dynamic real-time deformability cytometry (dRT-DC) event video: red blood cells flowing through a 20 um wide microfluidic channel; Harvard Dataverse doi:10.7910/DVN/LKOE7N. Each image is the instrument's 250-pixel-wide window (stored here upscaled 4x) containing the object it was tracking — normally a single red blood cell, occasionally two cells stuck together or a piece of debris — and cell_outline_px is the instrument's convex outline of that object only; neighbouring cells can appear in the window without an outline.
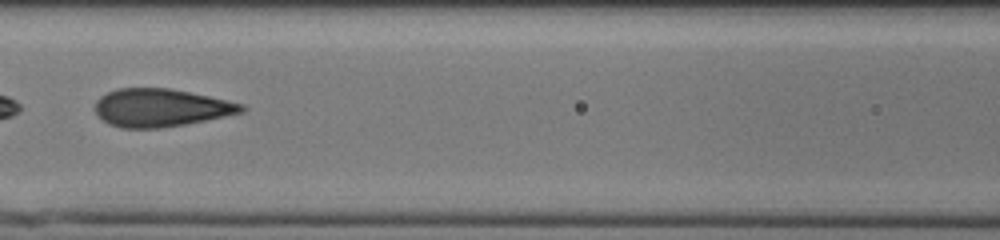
{"species": "human", "species_latin": "Homo sapiens", "temperature_condition": "cold", "stored_images_in_passage": 43, "segment_of_instrument_passage": [2, 2], "camera_frame_rate_fps": 3000, "um_per_image_px": 0.085, "donor": {"sex": "male"}, "frame": {"image": 1, "passage_image": 16, "time_ms": 5.0, "image_size_px": [1000, 240], "cell_outline_px": [[248, 108], [244, 112], [184, 124], [160, 128], [120, 128], [108, 124], [96, 112], [96, 100], [100, 96], [116, 88], [168, 88], [208, 96], [244, 104]], "centroid_in_image_um": [13.66, 9.16], "position_along_channel_um": 152.9, "area_um2": 32.14}}
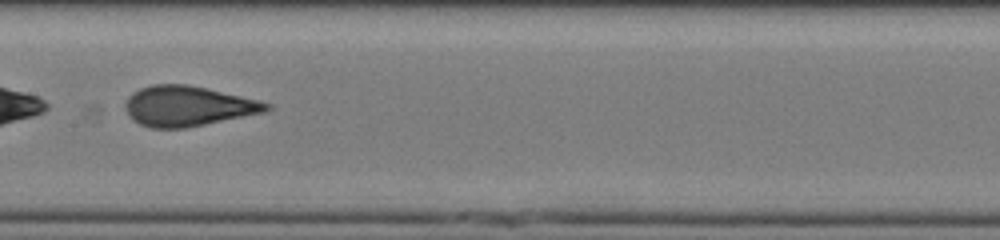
{"frame": {"image": 2, "passage_image": 19, "time_ms": 6.0, "image_size_px": [1000, 240], "cell_outline_px": [[272, 108], [268, 112], [184, 128], [152, 128], [140, 124], [132, 120], [128, 116], [124, 108], [124, 104], [128, 96], [132, 92], [140, 88], [152, 84], [188, 84], [208, 88], [260, 100], [272, 104]], "centroid_in_image_um": [15.98, 9.01], "position_along_channel_um": 191.4, "area_um2": 33.52}}
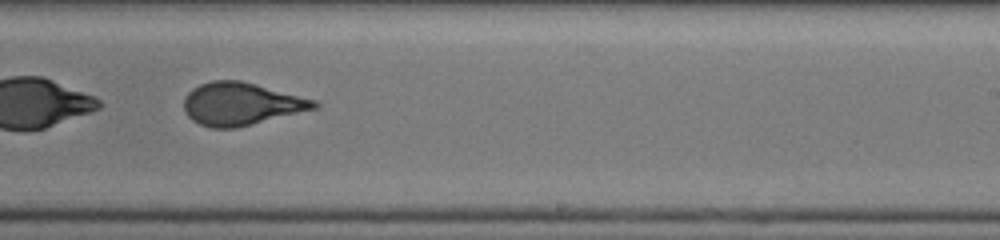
{"frame": {"image": 3, "passage_image": 25, "time_ms": 8.0, "image_size_px": [1000, 240], "cell_outline_px": [[320, 104], [316, 108], [236, 128], [212, 128], [200, 124], [192, 120], [184, 112], [184, 96], [192, 88], [200, 84], [212, 80], [240, 80], [256, 84], [316, 100]], "centroid_in_image_um": [20.46, 8.82], "position_along_channel_um": 268.5, "area_um2": 32.25}}